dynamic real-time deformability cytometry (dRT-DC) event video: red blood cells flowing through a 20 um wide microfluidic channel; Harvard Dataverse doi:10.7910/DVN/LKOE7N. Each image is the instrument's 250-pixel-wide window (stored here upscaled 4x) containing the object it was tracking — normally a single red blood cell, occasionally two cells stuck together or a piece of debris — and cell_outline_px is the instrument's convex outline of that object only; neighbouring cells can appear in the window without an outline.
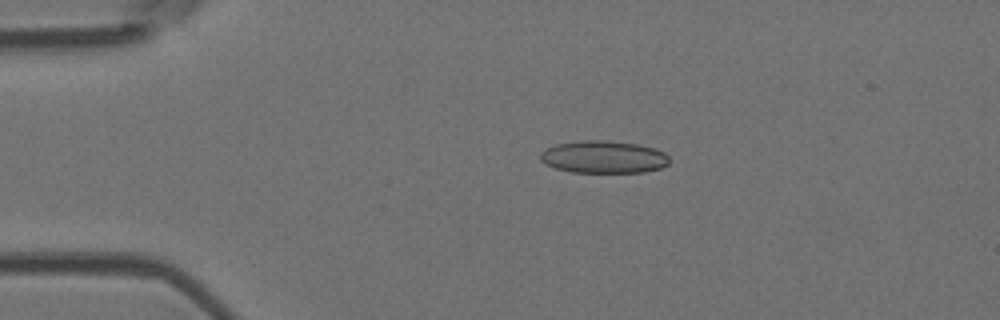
{"species": "Egyptian fruit bat (a non-hibernating species)", "species_latin": "Rousettus aegyptiacus", "temperature_condition": "room temperature", "stored_images_in_passage": 5, "camera_frame_rate_fps": 3000, "um_per_image_px": 0.085, "animal": {"sex": "female"}, "frame": {"image": 1, "passage_image": 4, "time_ms": 1.0, "image_size_px": [1000, 320], "cell_outline_px": [[668, 164], [660, 168], [644, 172], [572, 172], [556, 168], [540, 160], [540, 152], [556, 144], [580, 140], [604, 140], [636, 144], [656, 148], [664, 152], [668, 156]], "centroid_in_image_um": [51.31, 13.34], "position_along_channel_um": 33.7, "area_um2": 24.28}}